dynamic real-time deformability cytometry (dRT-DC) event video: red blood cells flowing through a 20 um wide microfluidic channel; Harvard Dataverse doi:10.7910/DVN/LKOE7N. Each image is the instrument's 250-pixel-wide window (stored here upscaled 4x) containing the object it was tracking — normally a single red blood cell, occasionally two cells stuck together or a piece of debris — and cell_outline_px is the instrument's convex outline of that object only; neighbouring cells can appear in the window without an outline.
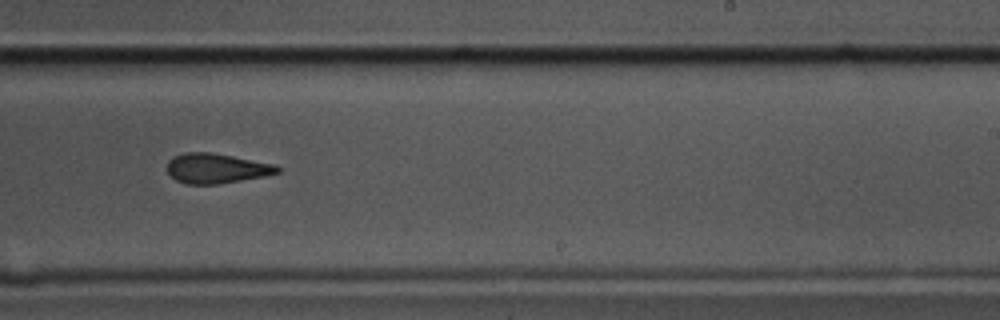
{"species": "common noctule bat (a hibernating species)", "species_latin": "Nyctalus noctula", "temperature_condition": "cold", "stored_images_in_passage": 12, "camera_frame_rate_fps": 3000, "um_per_image_px": 0.085, "animal": {"sex": "male", "body_mass_g": 17.5, "forearm_length_mm": 52.3}, "frame": {"image": 1, "passage_image": 7, "time_ms": 2.0, "image_size_px": [1000, 320], "cell_outline_px": [[280, 172], [264, 176], [216, 184], [184, 184], [176, 180], [168, 172], [168, 160], [172, 156], [184, 152], [212, 152], [276, 164], [280, 168]], "centroid_in_image_um": [18.38, 14.3], "position_along_channel_um": 270.6, "area_um2": 19.25}}
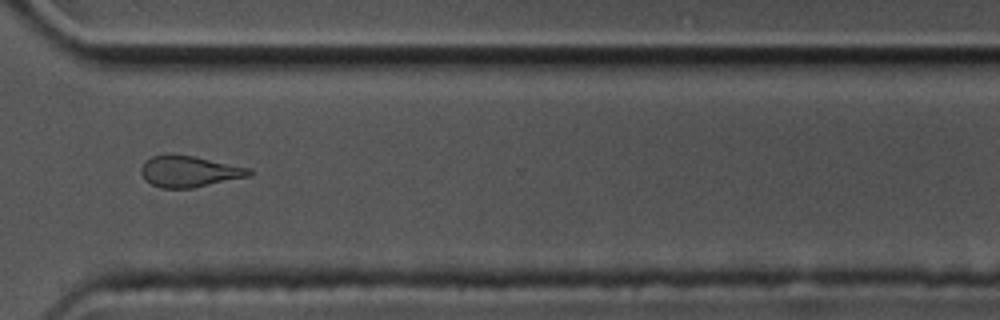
{"frame": {"image": 2, "passage_image": 9, "time_ms": 2.667, "image_size_px": [1000, 320], "cell_outline_px": [[252, 172], [248, 176], [192, 188], [160, 188], [152, 184], [140, 172], [140, 168], [144, 160], [152, 156], [172, 152], [252, 168]], "centroid_in_image_um": [16.04, 14.54], "position_along_channel_um": 354.6, "area_um2": 19.71}}